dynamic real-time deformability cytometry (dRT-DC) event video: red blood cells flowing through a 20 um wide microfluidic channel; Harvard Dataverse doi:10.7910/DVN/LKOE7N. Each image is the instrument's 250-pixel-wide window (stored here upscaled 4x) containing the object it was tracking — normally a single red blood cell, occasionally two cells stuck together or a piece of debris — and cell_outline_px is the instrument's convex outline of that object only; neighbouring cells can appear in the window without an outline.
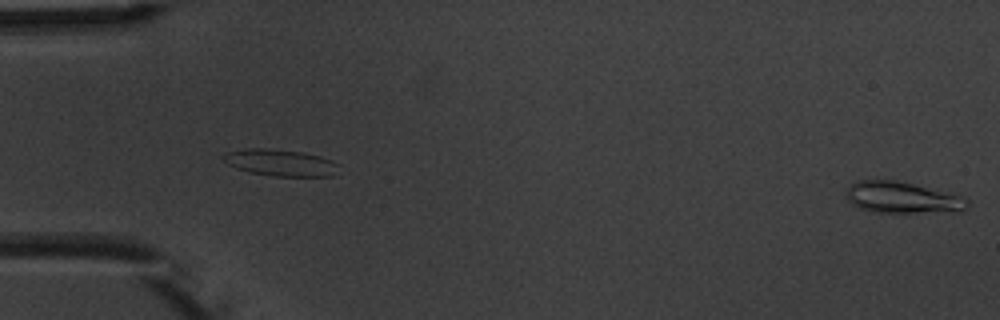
{"species": "common noctule bat (a hibernating species)", "species_latin": "Nyctalus noctula", "temperature_condition": "warm", "stored_images_in_passage": 5, "segment_of_instrument_passage": [2, 2], "camera_frame_rate_fps": 3000, "um_per_image_px": 0.085, "animal": {"sex": "male", "body_mass_g": 20.1, "forearm_length_mm": 53.5}, "frame": {"image": 1, "passage_image": 5, "time_ms": 4.667, "image_size_px": [1000, 320], "cell_outline_px": [[968, 204], [960, 212], [872, 212], [860, 208], [852, 204], [848, 200], [848, 188], [852, 184], [860, 180], [896, 180], [960, 196], [968, 200]], "centroid_in_image_um": [76.68, 16.81], "position_along_channel_um": 8.3, "area_um2": 21.68}}